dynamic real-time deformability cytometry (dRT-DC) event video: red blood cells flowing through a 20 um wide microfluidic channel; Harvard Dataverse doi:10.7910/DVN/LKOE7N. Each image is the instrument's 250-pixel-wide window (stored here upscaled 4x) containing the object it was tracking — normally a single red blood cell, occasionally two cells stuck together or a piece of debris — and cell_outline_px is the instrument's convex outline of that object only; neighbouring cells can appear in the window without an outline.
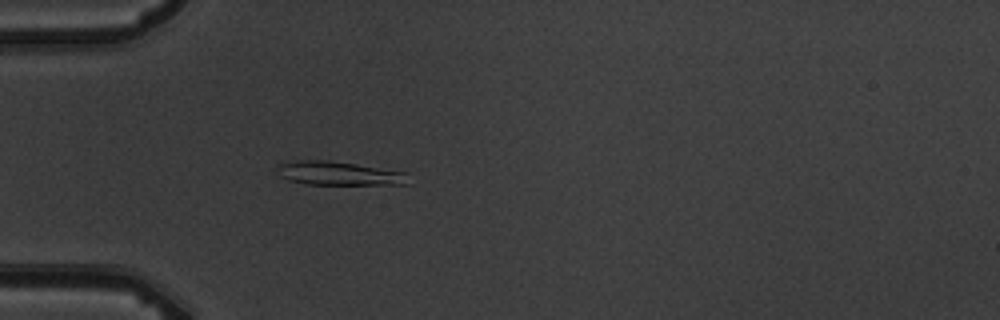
{"species": "common noctule bat (a hibernating species)", "species_latin": "Nyctalus noctula", "temperature_condition": "warm", "stored_images_in_passage": 3, "camera_frame_rate_fps": 3000, "um_per_image_px": 0.085, "animal": {"sex": "male", "body_mass_g": 19.5, "forearm_length_mm": 54.6}, "frame": {"image": 1, "passage_image": 3, "time_ms": 2.333, "image_size_px": [1000, 320], "cell_outline_px": [[408, 184], [308, 184], [288, 180], [280, 176], [276, 168], [276, 164], [296, 160], [328, 160], [356, 164], [408, 172]], "centroid_in_image_um": [28.78, 14.72], "position_along_channel_um": 56.2, "area_um2": 18.21}}